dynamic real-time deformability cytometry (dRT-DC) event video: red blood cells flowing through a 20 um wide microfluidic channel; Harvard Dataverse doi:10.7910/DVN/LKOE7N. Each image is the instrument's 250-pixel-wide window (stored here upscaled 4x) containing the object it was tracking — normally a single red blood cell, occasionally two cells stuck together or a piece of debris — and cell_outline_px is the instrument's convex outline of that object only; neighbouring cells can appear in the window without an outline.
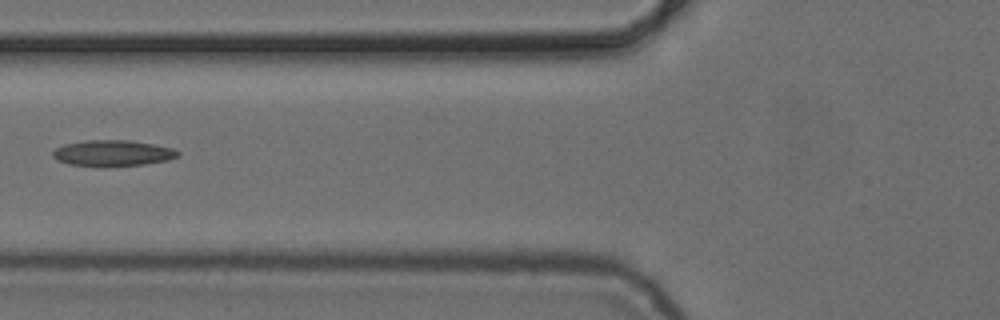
{"species": "common noctule bat (a hibernating species)", "species_latin": "Nyctalus noctula", "temperature_condition": "cold", "stored_images_in_passage": 5, "camera_frame_rate_fps": 3000, "um_per_image_px": 0.085, "animal": {"sex": "female", "body_mass_g": 24.6, "forearm_length_mm": 56.2}, "frame": {"image": 1, "passage_image": 5, "time_ms": 4.667, "image_size_px": [1000, 320], "cell_outline_px": [[180, 156], [168, 160], [144, 164], [104, 168], [96, 168], [68, 164], [56, 160], [52, 156], [52, 152], [56, 148], [64, 144], [84, 140], [128, 140], [152, 144], [172, 148], [180, 152]], "centroid_in_image_um": [9.53, 13.04], "position_along_channel_um": 116.3, "area_um2": 19.48}}